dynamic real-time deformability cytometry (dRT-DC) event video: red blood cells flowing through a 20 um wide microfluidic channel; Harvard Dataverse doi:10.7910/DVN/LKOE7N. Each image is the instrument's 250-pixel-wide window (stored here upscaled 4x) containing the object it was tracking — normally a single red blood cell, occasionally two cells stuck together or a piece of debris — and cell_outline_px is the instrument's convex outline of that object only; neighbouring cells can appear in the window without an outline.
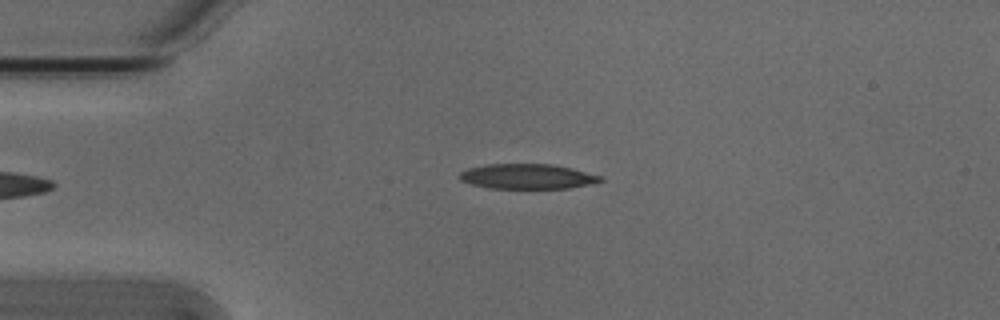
{"species": "Egyptian fruit bat (a non-hibernating species)", "species_latin": "Rousettus aegyptiacus", "temperature_condition": "cold", "stored_images_in_passage": 4, "camera_frame_rate_fps": 3000, "um_per_image_px": 0.085, "animal": {"sex": "male"}, "frame": {"image": 1, "passage_image": 1, "time_ms": 0.0, "image_size_px": [1000, 320], "cell_outline_px": [[604, 180], [588, 184], [568, 188], [488, 188], [472, 184], [460, 180], [460, 172], [468, 168], [488, 164], [552, 164], [572, 168], [604, 176]], "centroid_in_image_um": [44.85, 14.99], "position_along_channel_um": 40.2, "area_um2": 20.46}}
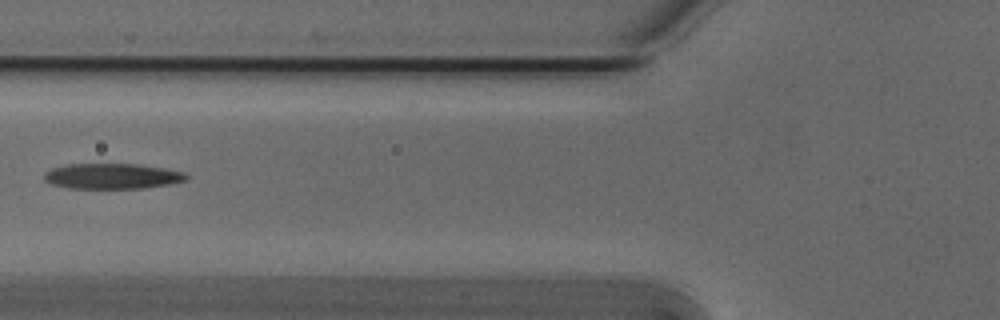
{"frame": {"image": 2, "passage_image": 3, "time_ms": 0.667, "image_size_px": [1000, 320], "cell_outline_px": [[188, 180], [168, 184], [140, 188], [68, 188], [52, 184], [44, 180], [44, 172], [52, 168], [68, 164], [136, 164], [164, 168], [184, 172], [188, 176]], "centroid_in_image_um": [9.52, 14.97], "position_along_channel_um": 116.3, "area_um2": 20.98}}